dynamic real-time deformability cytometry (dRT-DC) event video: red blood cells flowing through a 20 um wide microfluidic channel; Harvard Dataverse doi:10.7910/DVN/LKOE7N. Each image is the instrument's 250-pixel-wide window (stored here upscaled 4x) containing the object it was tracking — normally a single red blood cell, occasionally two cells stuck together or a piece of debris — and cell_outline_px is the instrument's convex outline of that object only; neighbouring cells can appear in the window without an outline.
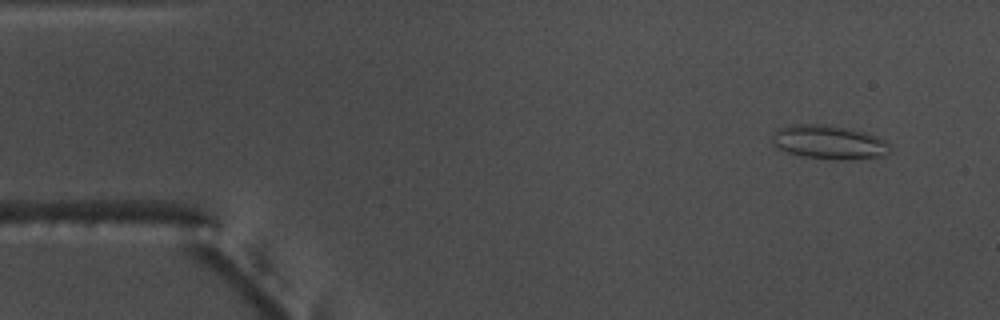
{"species": "common noctule bat (a hibernating species)", "species_latin": "Nyctalus noctula", "temperature_condition": "warm", "stored_images_in_passage": 53, "camera_frame_rate_fps": 3000, "um_per_image_px": 0.085, "animal": {"sex": "male", "body_mass_g": 17.5, "forearm_length_mm": 52.3}, "frame": {"image": 1, "passage_image": 3, "time_ms": 0.667, "image_size_px": [1000, 320], "cell_outline_px": [[888, 144], [884, 156], [836, 160], [804, 156], [788, 152], [772, 144], [772, 136], [776, 128], [788, 124], [824, 124], [848, 128], [864, 132], [876, 136], [884, 140]], "centroid_in_image_um": [70.38, 12.06], "position_along_channel_um": 14.6, "area_um2": 23.0}}
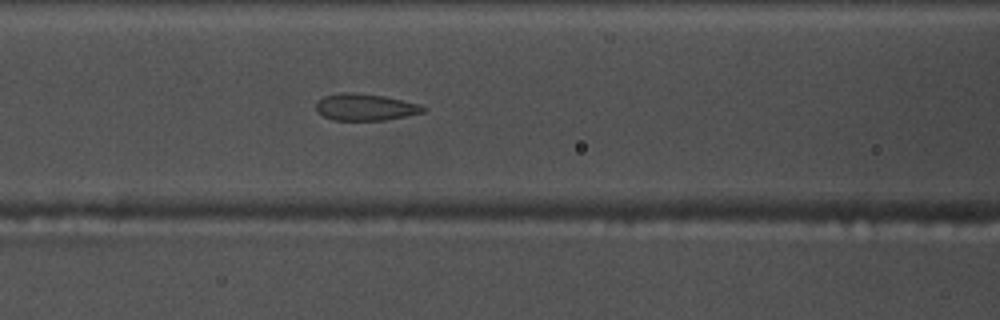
{"frame": {"image": 2, "passage_image": 21, "time_ms": 6.667, "image_size_px": [1000, 320], "cell_outline_px": [[424, 112], [384, 120], [332, 120], [316, 112], [316, 104], [324, 96], [340, 92], [348, 92], [384, 96], [420, 104], [424, 108]], "centroid_in_image_um": [31.0, 9.11], "position_along_channel_um": 135.6, "area_um2": 16.53}}
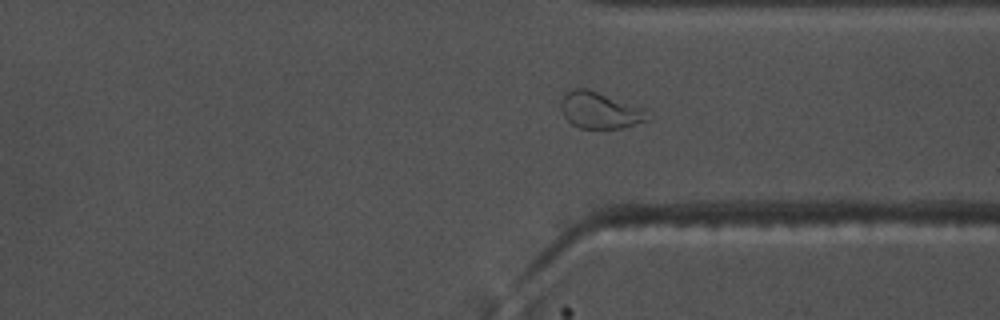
{"frame": {"image": 3, "passage_image": 39, "time_ms": 12.667, "image_size_px": [1000, 320], "cell_outline_px": [[656, 116], [648, 120], [620, 128], [580, 128], [572, 124], [564, 116], [560, 108], [560, 104], [564, 96], [572, 88], [584, 88], [644, 108]], "centroid_in_image_um": [51.04, 9.39], "position_along_channel_um": 360.4, "area_um2": 18.32}, "authors_computed_cell_mechanics": {"area_um2": 18.3226, "velocity_mm_per_s": 3.7467, "shape_relaxation_time_tau1_ms": 7.4441, "shape_relaxation_time_tau2_ms": 1.2377, "deformation_change_tau1": 0.207, "deformation_change_tau2": 0.0885}}